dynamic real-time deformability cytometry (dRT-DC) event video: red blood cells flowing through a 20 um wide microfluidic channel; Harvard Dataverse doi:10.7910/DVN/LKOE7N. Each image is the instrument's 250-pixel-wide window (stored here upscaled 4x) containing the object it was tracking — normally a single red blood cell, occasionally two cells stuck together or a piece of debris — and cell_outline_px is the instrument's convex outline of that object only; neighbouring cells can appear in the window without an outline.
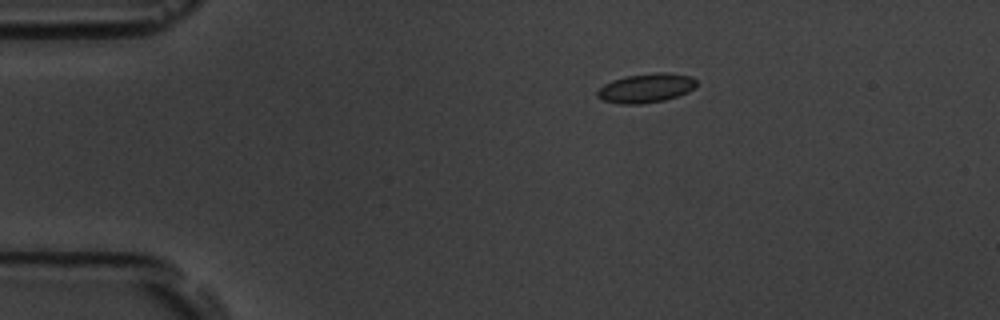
{"species": "common noctule bat (a hibernating species)", "species_latin": "Nyctalus noctula", "temperature_condition": "room temperature", "stored_images_in_passage": 8, "camera_frame_rate_fps": 3000, "um_per_image_px": 0.085, "animal": {"sex": "male", "body_mass_g": 19.5, "forearm_length_mm": 54.6}, "frame": {"image": 1, "passage_image": 1, "time_ms": 0.0, "image_size_px": [1000, 320], "cell_outline_px": [[696, 84], [688, 92], [664, 100], [640, 104], [620, 104], [604, 100], [596, 96], [596, 92], [604, 84], [612, 80], [628, 76], [656, 72], [668, 72], [692, 76], [696, 80]], "centroid_in_image_um": [54.91, 7.48], "position_along_channel_um": 30.1, "area_um2": 16.76}}
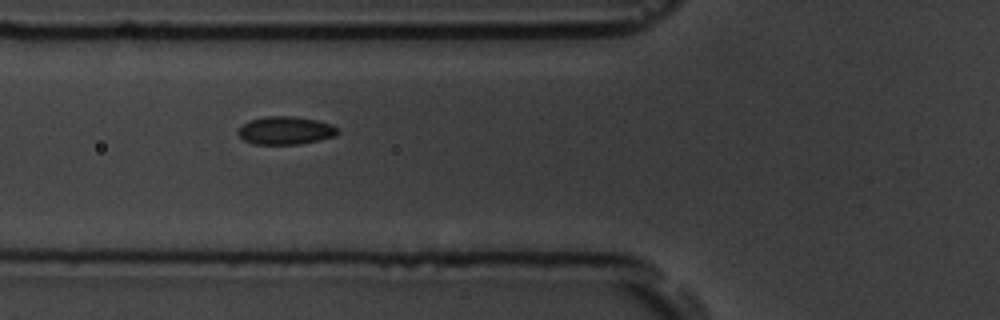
{"frame": {"image": 2, "passage_image": 4, "time_ms": 1.0, "image_size_px": [1000, 320], "cell_outline_px": [[340, 132], [336, 136], [320, 140], [300, 144], [252, 144], [244, 140], [236, 132], [248, 120], [264, 116], [292, 116], [316, 120], [332, 124]], "centroid_in_image_um": [24.27, 11.09], "position_along_channel_um": 101.5, "area_um2": 16.36}}
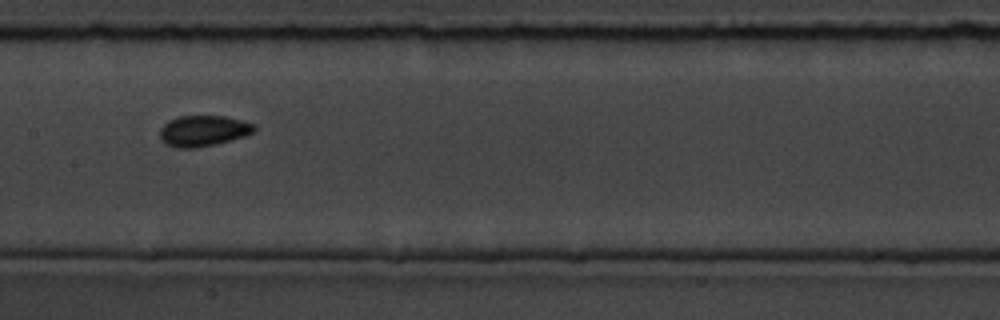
{"frame": {"image": 3, "passage_image": 6, "time_ms": 1.667, "image_size_px": [1000, 320], "cell_outline_px": [[256, 128], [252, 132], [244, 136], [196, 148], [176, 148], [168, 144], [160, 136], [160, 128], [168, 120], [176, 116], [224, 116], [256, 124]], "centroid_in_image_um": [17.26, 11.1], "position_along_channel_um": 190.1, "area_um2": 16.7}}